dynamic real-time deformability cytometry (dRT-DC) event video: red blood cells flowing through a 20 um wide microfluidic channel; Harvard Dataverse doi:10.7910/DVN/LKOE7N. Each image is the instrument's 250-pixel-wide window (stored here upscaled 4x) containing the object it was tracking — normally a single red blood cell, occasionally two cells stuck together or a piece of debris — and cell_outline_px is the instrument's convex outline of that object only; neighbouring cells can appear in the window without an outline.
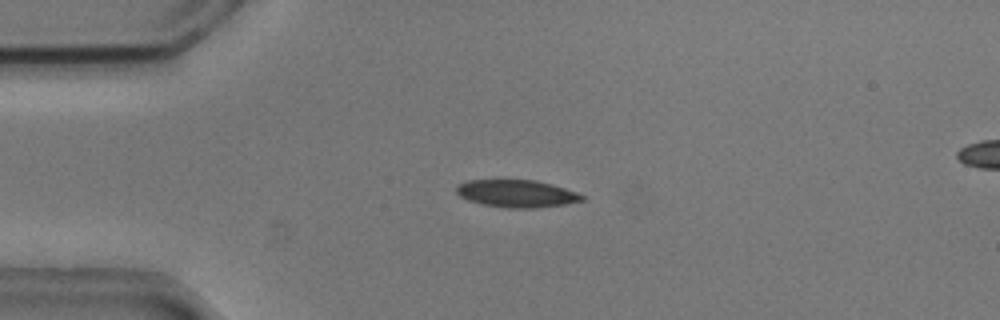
{"species": "common noctule bat (a hibernating species)", "species_latin": "Nyctalus noctula", "temperature_condition": "cold", "stored_images_in_passage": 52, "camera_frame_rate_fps": 3000, "um_per_image_px": 0.085, "animal": {"sex": "male", "body_mass_g": 20.5, "forearm_length_mm": 52.5}, "frame": {"image": 1, "passage_image": 11, "time_ms": 3.333, "image_size_px": [1000, 320], "cell_outline_px": [[584, 200], [564, 204], [536, 208], [504, 208], [484, 204], [468, 200], [460, 196], [456, 192], [456, 188], [460, 184], [468, 180], [500, 176], [536, 180], [552, 184], [576, 192], [584, 196]], "centroid_in_image_um": [43.86, 16.39], "position_along_channel_um": 41.1, "area_um2": 20.92}}
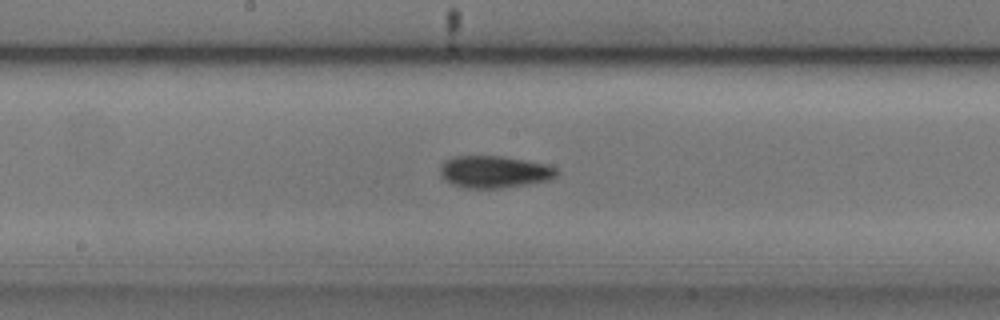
{"frame": {"image": 2, "passage_image": 26, "time_ms": 8.333, "image_size_px": [1000, 320], "cell_outline_px": [[560, 172], [556, 176], [548, 180], [528, 184], [500, 188], [464, 188], [452, 184], [444, 180], [440, 176], [440, 164], [444, 160], [452, 156], [500, 156], [524, 160], [544, 164], [556, 168]], "centroid_in_image_um": [41.96, 14.6], "position_along_channel_um": 206.2, "area_um2": 21.91}}
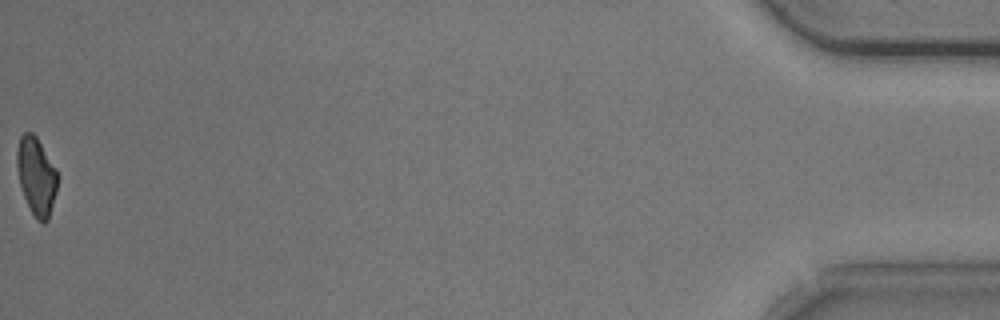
{"frame": {"image": 3, "passage_image": 52, "time_ms": 17.0, "image_size_px": [1000, 320], "cell_outline_px": [[56, 192], [48, 220], [44, 224], [32, 212], [24, 196], [20, 184], [16, 164], [16, 152], [20, 136], [24, 132], [32, 132], [36, 136], [56, 168]], "centroid_in_image_um": [3.07, 14.92], "position_along_channel_um": 432.1, "area_um2": 18.03}, "authors_computed_cell_mechanics": {"area_um2": 20.1722, "velocity_mm_per_s": 3.7669, "shape_relaxation_time_tau1_ms": 4.8458, "shape_relaxation_time_tau2_ms": 5.0533, "deformation_change_tau1": 0.135, "deformation_change_tau2": 0.1025}}